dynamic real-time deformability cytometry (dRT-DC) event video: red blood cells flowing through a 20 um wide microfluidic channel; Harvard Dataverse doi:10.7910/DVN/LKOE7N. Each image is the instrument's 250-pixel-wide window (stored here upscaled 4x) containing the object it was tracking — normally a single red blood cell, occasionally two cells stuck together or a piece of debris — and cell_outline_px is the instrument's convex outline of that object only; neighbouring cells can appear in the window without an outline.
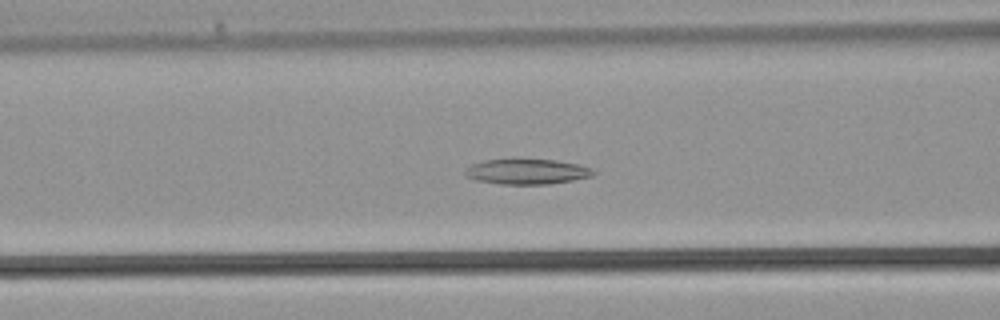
{"species": "common noctule bat (a hibernating species)", "species_latin": "Nyctalus noctula", "temperature_condition": "warm", "stored_images_in_passage": 38, "camera_frame_rate_fps": 3000, "um_per_image_px": 0.085, "animal": {"sex": "male", "body_mass_g": 21.5, "forearm_length_mm": 52.0}, "frame": {"image": 1, "passage_image": 15, "time_ms": 4.667, "image_size_px": [1000, 320], "cell_outline_px": [[596, 172], [592, 176], [572, 180], [548, 184], [500, 184], [476, 180], [464, 176], [464, 172], [472, 164], [484, 160], [556, 160], [580, 164], [592, 168]], "centroid_in_image_um": [44.81, 14.59], "position_along_channel_um": 121.8, "area_um2": 18.73}}
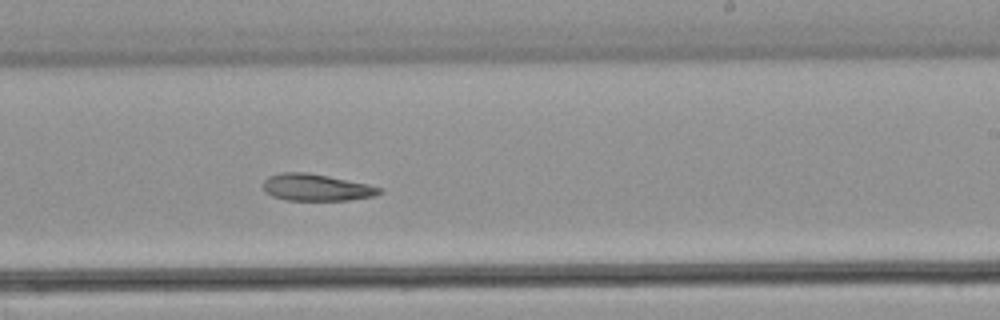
{"frame": {"image": 2, "passage_image": 23, "time_ms": 7.333, "image_size_px": [1000, 320], "cell_outline_px": [[380, 192], [376, 196], [348, 200], [284, 200], [272, 196], [264, 192], [264, 180], [268, 176], [284, 172], [304, 172], [328, 176], [368, 184], [380, 188]], "centroid_in_image_um": [26.85, 15.94], "position_along_channel_um": 262.1, "area_um2": 18.09}}
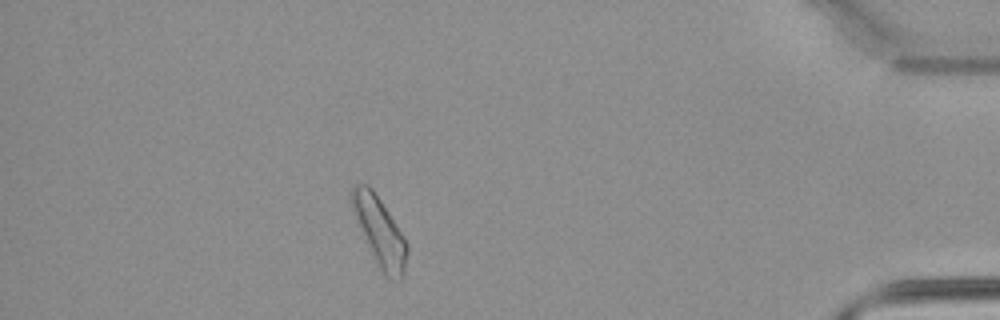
{"frame": {"image": 3, "passage_image": 34, "time_ms": 11.0, "image_size_px": [1000, 320], "cell_outline_px": [[408, 252], [404, 276], [400, 280], [388, 280], [380, 272], [356, 216], [352, 204], [352, 188], [356, 184], [364, 184], [372, 188], [404, 236], [408, 244]], "centroid_in_image_um": [32.35, 19.79], "position_along_channel_um": 402.9, "area_um2": 21.56}}